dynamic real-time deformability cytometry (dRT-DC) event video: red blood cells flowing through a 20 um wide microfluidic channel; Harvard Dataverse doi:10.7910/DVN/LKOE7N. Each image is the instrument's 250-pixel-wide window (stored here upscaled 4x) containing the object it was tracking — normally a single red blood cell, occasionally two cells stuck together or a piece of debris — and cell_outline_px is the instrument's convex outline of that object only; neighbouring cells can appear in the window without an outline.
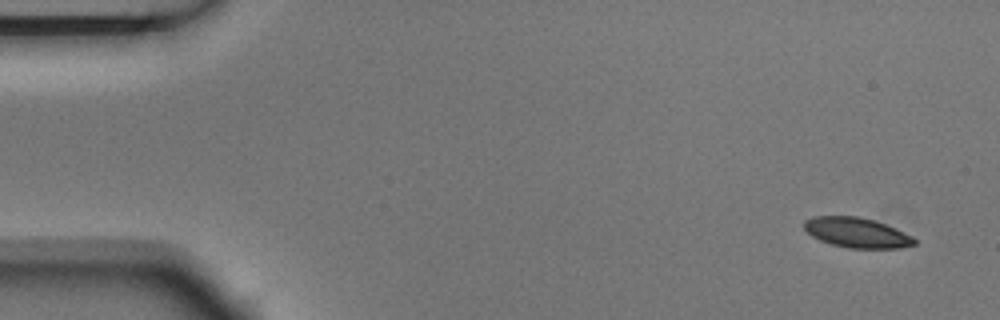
{"species": "Egyptian fruit bat (a non-hibernating species)", "species_latin": "Rousettus aegyptiacus", "temperature_condition": "room temperature", "stored_images_in_passage": 5, "camera_frame_rate_fps": 3000, "um_per_image_px": 0.085, "animal": {"sex": "male"}, "frame": {"image": 1, "passage_image": 1, "time_ms": 0.0, "image_size_px": [1000, 320], "cell_outline_px": [[916, 244], [900, 248], [848, 248], [832, 244], [820, 240], [812, 236], [804, 228], [804, 220], [812, 216], [856, 216], [872, 220], [884, 224], [912, 236], [916, 240]], "centroid_in_image_um": [72.8, 19.77], "position_along_channel_um": 12.2, "area_um2": 19.07}}
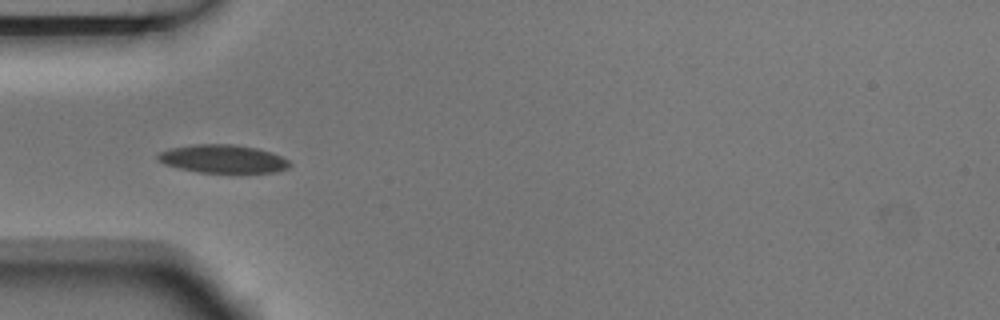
{"frame": {"image": 2, "passage_image": 5, "time_ms": 1.333, "image_size_px": [1000, 320], "cell_outline_px": [[292, 164], [288, 168], [276, 172], [196, 172], [164, 164], [156, 160], [156, 156], [160, 152], [172, 148], [192, 144], [232, 144], [256, 148], [272, 152], [288, 160]], "centroid_in_image_um": [18.94, 13.5], "position_along_channel_um": 66.1, "area_um2": 21.62}}